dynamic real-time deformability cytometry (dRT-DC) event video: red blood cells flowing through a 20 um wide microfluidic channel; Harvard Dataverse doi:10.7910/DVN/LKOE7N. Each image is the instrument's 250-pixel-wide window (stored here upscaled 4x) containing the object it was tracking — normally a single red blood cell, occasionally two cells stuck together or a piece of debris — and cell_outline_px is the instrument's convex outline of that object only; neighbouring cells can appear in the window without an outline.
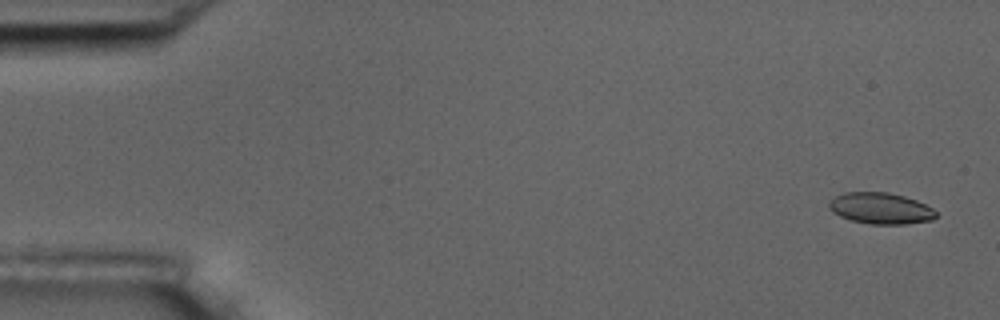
{"species": "common noctule bat (a hibernating species)", "species_latin": "Nyctalus noctula", "temperature_condition": "room temperature", "stored_images_in_passage": 4, "camera_frame_rate_fps": 3000, "um_per_image_px": 0.085, "animal": {"sex": "male", "body_mass_g": 17.5, "forearm_length_mm": 52.3}, "frame": {"image": 1, "passage_image": 1, "time_ms": 0.0, "image_size_px": [1000, 320], "cell_outline_px": [[936, 216], [932, 220], [904, 224], [872, 224], [852, 220], [840, 216], [832, 212], [828, 208], [828, 204], [836, 196], [844, 192], [888, 192], [904, 196], [916, 200], [932, 208], [936, 212]], "centroid_in_image_um": [74.84, 17.7], "position_along_channel_um": 10.2, "area_um2": 19.36}}
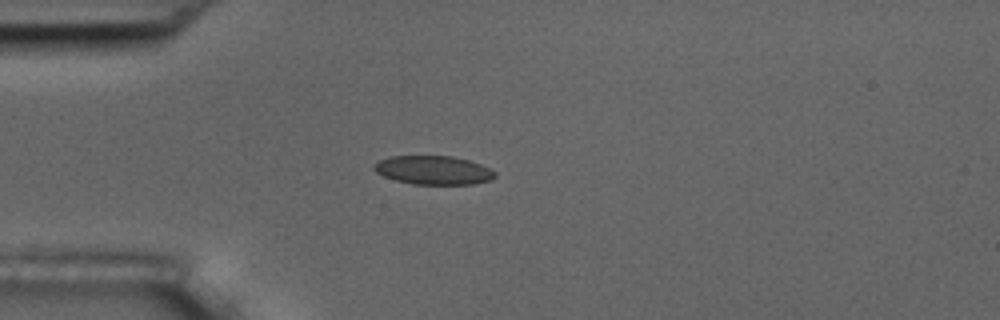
{"frame": {"image": 2, "passage_image": 4, "time_ms": 4.333, "image_size_px": [1000, 320], "cell_outline_px": [[496, 176], [492, 180], [472, 184], [412, 184], [396, 180], [384, 176], [376, 172], [372, 168], [372, 164], [380, 160], [392, 156], [452, 156], [468, 160], [480, 164], [496, 172]], "centroid_in_image_um": [36.83, 14.46], "position_along_channel_um": 48.2, "area_um2": 20.23}}